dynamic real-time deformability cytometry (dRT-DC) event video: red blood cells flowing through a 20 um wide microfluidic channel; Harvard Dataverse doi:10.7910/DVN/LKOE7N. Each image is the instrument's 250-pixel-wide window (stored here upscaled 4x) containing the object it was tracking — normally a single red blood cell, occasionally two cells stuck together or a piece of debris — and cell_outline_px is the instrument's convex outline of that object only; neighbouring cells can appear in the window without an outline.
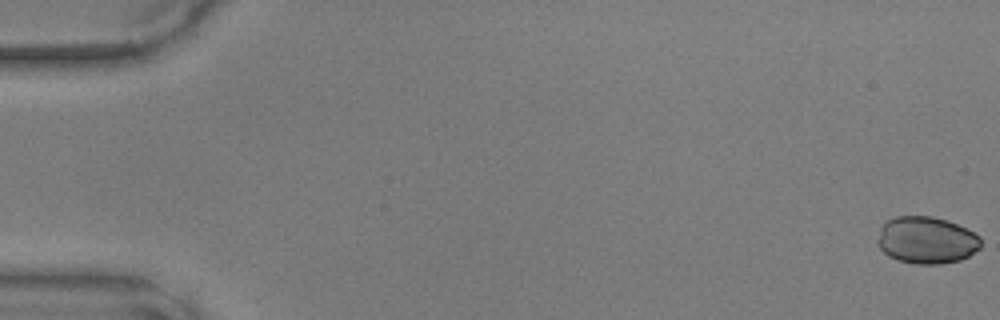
{"species": "common noctule bat (a hibernating species)", "species_latin": "Nyctalus noctula", "temperature_condition": "warm", "stored_images_in_passage": 49, "camera_frame_rate_fps": 3000, "um_per_image_px": 0.085, "animal": {"sex": "male", "body_mass_g": 17.9, "forearm_length_mm": 54.2}, "frame": {"image": 1, "passage_image": 1, "time_ms": 0.0, "image_size_px": [1000, 320], "cell_outline_px": [[980, 248], [968, 256], [960, 260], [940, 264], [916, 264], [896, 260], [888, 256], [880, 248], [876, 240], [880, 228], [884, 220], [896, 216], [932, 216], [948, 220], [980, 236]], "centroid_in_image_um": [78.71, 20.41], "position_along_channel_um": 6.3, "area_um2": 28.55}}
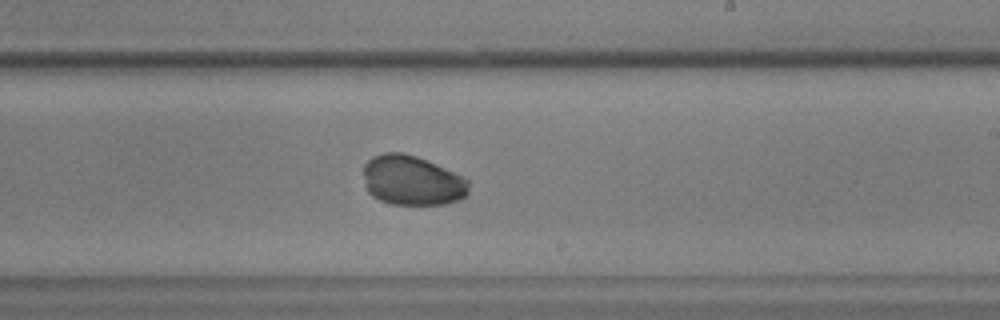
{"frame": {"image": 2, "passage_image": 30, "time_ms": 9.667, "image_size_px": [1000, 320], "cell_outline_px": [[468, 192], [460, 200], [444, 204], [392, 204], [380, 200], [372, 196], [368, 192], [364, 184], [364, 164], [372, 156], [384, 152], [400, 152], [416, 156], [436, 164], [468, 180]], "centroid_in_image_um": [34.98, 15.34], "position_along_channel_um": 254.0, "area_um2": 30.46}}
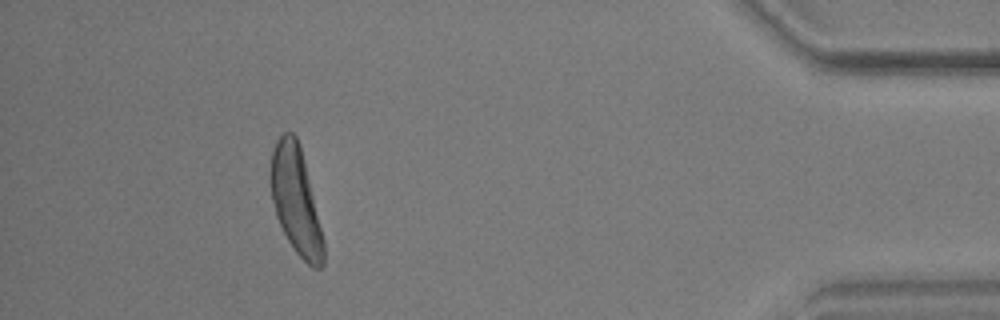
{"frame": {"image": 3, "passage_image": 45, "time_ms": 14.667, "image_size_px": [1000, 320], "cell_outline_px": [[324, 264], [320, 268], [312, 268], [292, 248], [276, 216], [272, 200], [268, 176], [272, 152], [276, 140], [284, 132], [292, 132], [296, 136], [300, 144], [324, 240]], "centroid_in_image_um": [25.12, 17.02], "position_along_channel_um": 410.1, "area_um2": 33.06}}